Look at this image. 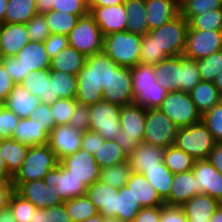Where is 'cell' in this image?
I'll use <instances>...</instances> for the list:
<instances>
[{
    "instance_id": "cell-1",
    "label": "cell",
    "mask_w": 222,
    "mask_h": 222,
    "mask_svg": "<svg viewBox=\"0 0 222 222\" xmlns=\"http://www.w3.org/2000/svg\"><path fill=\"white\" fill-rule=\"evenodd\" d=\"M118 65L103 51L86 57L82 69L77 74L78 104L92 105L103 100L102 92L110 79L111 68Z\"/></svg>"
},
{
    "instance_id": "cell-2",
    "label": "cell",
    "mask_w": 222,
    "mask_h": 222,
    "mask_svg": "<svg viewBox=\"0 0 222 222\" xmlns=\"http://www.w3.org/2000/svg\"><path fill=\"white\" fill-rule=\"evenodd\" d=\"M134 105L147 109H157L168 91L156 82L154 65L138 63L131 67Z\"/></svg>"
},
{
    "instance_id": "cell-3",
    "label": "cell",
    "mask_w": 222,
    "mask_h": 222,
    "mask_svg": "<svg viewBox=\"0 0 222 222\" xmlns=\"http://www.w3.org/2000/svg\"><path fill=\"white\" fill-rule=\"evenodd\" d=\"M142 36L128 31L104 36L103 52L118 66L134 67L140 63Z\"/></svg>"
},
{
    "instance_id": "cell-4",
    "label": "cell",
    "mask_w": 222,
    "mask_h": 222,
    "mask_svg": "<svg viewBox=\"0 0 222 222\" xmlns=\"http://www.w3.org/2000/svg\"><path fill=\"white\" fill-rule=\"evenodd\" d=\"M146 120V109L138 105L130 104L121 106L120 125L121 131L115 138V142L129 156L139 143L143 142Z\"/></svg>"
},
{
    "instance_id": "cell-5",
    "label": "cell",
    "mask_w": 222,
    "mask_h": 222,
    "mask_svg": "<svg viewBox=\"0 0 222 222\" xmlns=\"http://www.w3.org/2000/svg\"><path fill=\"white\" fill-rule=\"evenodd\" d=\"M188 22L178 14L164 25L149 30L158 46V55L176 57L184 54L188 33Z\"/></svg>"
},
{
    "instance_id": "cell-6",
    "label": "cell",
    "mask_w": 222,
    "mask_h": 222,
    "mask_svg": "<svg viewBox=\"0 0 222 222\" xmlns=\"http://www.w3.org/2000/svg\"><path fill=\"white\" fill-rule=\"evenodd\" d=\"M211 132L202 121L178 128L174 145L195 160L208 159L216 145Z\"/></svg>"
},
{
    "instance_id": "cell-7",
    "label": "cell",
    "mask_w": 222,
    "mask_h": 222,
    "mask_svg": "<svg viewBox=\"0 0 222 222\" xmlns=\"http://www.w3.org/2000/svg\"><path fill=\"white\" fill-rule=\"evenodd\" d=\"M55 153L46 145L29 146L21 168L12 178V183H25L44 179L47 173L58 165Z\"/></svg>"
},
{
    "instance_id": "cell-8",
    "label": "cell",
    "mask_w": 222,
    "mask_h": 222,
    "mask_svg": "<svg viewBox=\"0 0 222 222\" xmlns=\"http://www.w3.org/2000/svg\"><path fill=\"white\" fill-rule=\"evenodd\" d=\"M67 38L69 46L81 52L85 57L103 51L104 36L90 13L78 19Z\"/></svg>"
},
{
    "instance_id": "cell-9",
    "label": "cell",
    "mask_w": 222,
    "mask_h": 222,
    "mask_svg": "<svg viewBox=\"0 0 222 222\" xmlns=\"http://www.w3.org/2000/svg\"><path fill=\"white\" fill-rule=\"evenodd\" d=\"M121 106L99 101L89 105V131L100 134L105 140H115L121 131Z\"/></svg>"
},
{
    "instance_id": "cell-10",
    "label": "cell",
    "mask_w": 222,
    "mask_h": 222,
    "mask_svg": "<svg viewBox=\"0 0 222 222\" xmlns=\"http://www.w3.org/2000/svg\"><path fill=\"white\" fill-rule=\"evenodd\" d=\"M159 109L179 128L201 121L202 115L188 92H168Z\"/></svg>"
},
{
    "instance_id": "cell-11",
    "label": "cell",
    "mask_w": 222,
    "mask_h": 222,
    "mask_svg": "<svg viewBox=\"0 0 222 222\" xmlns=\"http://www.w3.org/2000/svg\"><path fill=\"white\" fill-rule=\"evenodd\" d=\"M178 128L159 108L147 109L143 142L165 149L174 145Z\"/></svg>"
},
{
    "instance_id": "cell-12",
    "label": "cell",
    "mask_w": 222,
    "mask_h": 222,
    "mask_svg": "<svg viewBox=\"0 0 222 222\" xmlns=\"http://www.w3.org/2000/svg\"><path fill=\"white\" fill-rule=\"evenodd\" d=\"M43 180L63 202L85 195L89 187L85 181L70 174L60 162L47 173Z\"/></svg>"
},
{
    "instance_id": "cell-13",
    "label": "cell",
    "mask_w": 222,
    "mask_h": 222,
    "mask_svg": "<svg viewBox=\"0 0 222 222\" xmlns=\"http://www.w3.org/2000/svg\"><path fill=\"white\" fill-rule=\"evenodd\" d=\"M103 101L120 106L133 104L132 73L130 67L117 66L111 68L110 79L104 86Z\"/></svg>"
},
{
    "instance_id": "cell-14",
    "label": "cell",
    "mask_w": 222,
    "mask_h": 222,
    "mask_svg": "<svg viewBox=\"0 0 222 222\" xmlns=\"http://www.w3.org/2000/svg\"><path fill=\"white\" fill-rule=\"evenodd\" d=\"M222 50V31L188 29L184 56L198 60Z\"/></svg>"
},
{
    "instance_id": "cell-15",
    "label": "cell",
    "mask_w": 222,
    "mask_h": 222,
    "mask_svg": "<svg viewBox=\"0 0 222 222\" xmlns=\"http://www.w3.org/2000/svg\"><path fill=\"white\" fill-rule=\"evenodd\" d=\"M60 163L76 178L85 181L88 186L93 185L100 178L101 169L96 163L94 155L83 149L63 158Z\"/></svg>"
},
{
    "instance_id": "cell-16",
    "label": "cell",
    "mask_w": 222,
    "mask_h": 222,
    "mask_svg": "<svg viewBox=\"0 0 222 222\" xmlns=\"http://www.w3.org/2000/svg\"><path fill=\"white\" fill-rule=\"evenodd\" d=\"M196 195L207 194L222 204V174L207 160H196L193 167Z\"/></svg>"
},
{
    "instance_id": "cell-17",
    "label": "cell",
    "mask_w": 222,
    "mask_h": 222,
    "mask_svg": "<svg viewBox=\"0 0 222 222\" xmlns=\"http://www.w3.org/2000/svg\"><path fill=\"white\" fill-rule=\"evenodd\" d=\"M82 136V132L68 124L55 126L48 136L47 145L60 162L63 158L81 148Z\"/></svg>"
},
{
    "instance_id": "cell-18",
    "label": "cell",
    "mask_w": 222,
    "mask_h": 222,
    "mask_svg": "<svg viewBox=\"0 0 222 222\" xmlns=\"http://www.w3.org/2000/svg\"><path fill=\"white\" fill-rule=\"evenodd\" d=\"M12 184L14 191L22 198L30 201L36 208L45 209L64 203L42 179Z\"/></svg>"
},
{
    "instance_id": "cell-19",
    "label": "cell",
    "mask_w": 222,
    "mask_h": 222,
    "mask_svg": "<svg viewBox=\"0 0 222 222\" xmlns=\"http://www.w3.org/2000/svg\"><path fill=\"white\" fill-rule=\"evenodd\" d=\"M103 36L126 31L127 12L124 3L113 6L88 7Z\"/></svg>"
},
{
    "instance_id": "cell-20",
    "label": "cell",
    "mask_w": 222,
    "mask_h": 222,
    "mask_svg": "<svg viewBox=\"0 0 222 222\" xmlns=\"http://www.w3.org/2000/svg\"><path fill=\"white\" fill-rule=\"evenodd\" d=\"M30 38L23 23L0 24V58L16 56Z\"/></svg>"
},
{
    "instance_id": "cell-21",
    "label": "cell",
    "mask_w": 222,
    "mask_h": 222,
    "mask_svg": "<svg viewBox=\"0 0 222 222\" xmlns=\"http://www.w3.org/2000/svg\"><path fill=\"white\" fill-rule=\"evenodd\" d=\"M15 57L21 63L22 82L31 72L50 69L51 58L45 50L44 42L30 41Z\"/></svg>"
},
{
    "instance_id": "cell-22",
    "label": "cell",
    "mask_w": 222,
    "mask_h": 222,
    "mask_svg": "<svg viewBox=\"0 0 222 222\" xmlns=\"http://www.w3.org/2000/svg\"><path fill=\"white\" fill-rule=\"evenodd\" d=\"M116 194H118L117 188L99 180L86 190V196L94 203L103 217L117 218Z\"/></svg>"
},
{
    "instance_id": "cell-23",
    "label": "cell",
    "mask_w": 222,
    "mask_h": 222,
    "mask_svg": "<svg viewBox=\"0 0 222 222\" xmlns=\"http://www.w3.org/2000/svg\"><path fill=\"white\" fill-rule=\"evenodd\" d=\"M164 148L147 143H139L128 156V163L133 172L143 174L147 169L159 167L163 162Z\"/></svg>"
},
{
    "instance_id": "cell-24",
    "label": "cell",
    "mask_w": 222,
    "mask_h": 222,
    "mask_svg": "<svg viewBox=\"0 0 222 222\" xmlns=\"http://www.w3.org/2000/svg\"><path fill=\"white\" fill-rule=\"evenodd\" d=\"M39 103L38 97L31 94L21 83H17L14 84L3 105L21 119L31 117Z\"/></svg>"
},
{
    "instance_id": "cell-25",
    "label": "cell",
    "mask_w": 222,
    "mask_h": 222,
    "mask_svg": "<svg viewBox=\"0 0 222 222\" xmlns=\"http://www.w3.org/2000/svg\"><path fill=\"white\" fill-rule=\"evenodd\" d=\"M125 186L132 192L136 201H139L142 208L165 205V201L143 174L132 172Z\"/></svg>"
},
{
    "instance_id": "cell-26",
    "label": "cell",
    "mask_w": 222,
    "mask_h": 222,
    "mask_svg": "<svg viewBox=\"0 0 222 222\" xmlns=\"http://www.w3.org/2000/svg\"><path fill=\"white\" fill-rule=\"evenodd\" d=\"M149 30L158 28L179 14V0H145Z\"/></svg>"
},
{
    "instance_id": "cell-27",
    "label": "cell",
    "mask_w": 222,
    "mask_h": 222,
    "mask_svg": "<svg viewBox=\"0 0 222 222\" xmlns=\"http://www.w3.org/2000/svg\"><path fill=\"white\" fill-rule=\"evenodd\" d=\"M196 178L193 170L174 174L169 197L165 200L166 205L182 206L196 195Z\"/></svg>"
},
{
    "instance_id": "cell-28",
    "label": "cell",
    "mask_w": 222,
    "mask_h": 222,
    "mask_svg": "<svg viewBox=\"0 0 222 222\" xmlns=\"http://www.w3.org/2000/svg\"><path fill=\"white\" fill-rule=\"evenodd\" d=\"M156 82L168 92L179 91L181 83V56L169 57L154 65Z\"/></svg>"
},
{
    "instance_id": "cell-29",
    "label": "cell",
    "mask_w": 222,
    "mask_h": 222,
    "mask_svg": "<svg viewBox=\"0 0 222 222\" xmlns=\"http://www.w3.org/2000/svg\"><path fill=\"white\" fill-rule=\"evenodd\" d=\"M48 134L34 117L21 118L11 138L28 146L46 145Z\"/></svg>"
},
{
    "instance_id": "cell-30",
    "label": "cell",
    "mask_w": 222,
    "mask_h": 222,
    "mask_svg": "<svg viewBox=\"0 0 222 222\" xmlns=\"http://www.w3.org/2000/svg\"><path fill=\"white\" fill-rule=\"evenodd\" d=\"M220 203L207 194H197L181 207L188 220L209 221Z\"/></svg>"
},
{
    "instance_id": "cell-31",
    "label": "cell",
    "mask_w": 222,
    "mask_h": 222,
    "mask_svg": "<svg viewBox=\"0 0 222 222\" xmlns=\"http://www.w3.org/2000/svg\"><path fill=\"white\" fill-rule=\"evenodd\" d=\"M21 85L38 97L41 103L51 105L54 102L52 83H50V69L31 72L21 82Z\"/></svg>"
},
{
    "instance_id": "cell-32",
    "label": "cell",
    "mask_w": 222,
    "mask_h": 222,
    "mask_svg": "<svg viewBox=\"0 0 222 222\" xmlns=\"http://www.w3.org/2000/svg\"><path fill=\"white\" fill-rule=\"evenodd\" d=\"M29 146L13 138L0 139V154L8 172L14 176L21 168Z\"/></svg>"
},
{
    "instance_id": "cell-33",
    "label": "cell",
    "mask_w": 222,
    "mask_h": 222,
    "mask_svg": "<svg viewBox=\"0 0 222 222\" xmlns=\"http://www.w3.org/2000/svg\"><path fill=\"white\" fill-rule=\"evenodd\" d=\"M124 8L127 12L126 31L144 36L149 32L146 18L145 0H125Z\"/></svg>"
},
{
    "instance_id": "cell-34",
    "label": "cell",
    "mask_w": 222,
    "mask_h": 222,
    "mask_svg": "<svg viewBox=\"0 0 222 222\" xmlns=\"http://www.w3.org/2000/svg\"><path fill=\"white\" fill-rule=\"evenodd\" d=\"M86 57L72 46H67L51 59L50 70L77 75L85 63Z\"/></svg>"
},
{
    "instance_id": "cell-35",
    "label": "cell",
    "mask_w": 222,
    "mask_h": 222,
    "mask_svg": "<svg viewBox=\"0 0 222 222\" xmlns=\"http://www.w3.org/2000/svg\"><path fill=\"white\" fill-rule=\"evenodd\" d=\"M189 94L201 115L222 100L213 82L200 81Z\"/></svg>"
},
{
    "instance_id": "cell-36",
    "label": "cell",
    "mask_w": 222,
    "mask_h": 222,
    "mask_svg": "<svg viewBox=\"0 0 222 222\" xmlns=\"http://www.w3.org/2000/svg\"><path fill=\"white\" fill-rule=\"evenodd\" d=\"M50 83H52V97H54V101L59 98H76L77 75L57 70H50Z\"/></svg>"
},
{
    "instance_id": "cell-37",
    "label": "cell",
    "mask_w": 222,
    "mask_h": 222,
    "mask_svg": "<svg viewBox=\"0 0 222 222\" xmlns=\"http://www.w3.org/2000/svg\"><path fill=\"white\" fill-rule=\"evenodd\" d=\"M36 14L38 12L35 0H8L4 23L25 24Z\"/></svg>"
},
{
    "instance_id": "cell-38",
    "label": "cell",
    "mask_w": 222,
    "mask_h": 222,
    "mask_svg": "<svg viewBox=\"0 0 222 222\" xmlns=\"http://www.w3.org/2000/svg\"><path fill=\"white\" fill-rule=\"evenodd\" d=\"M94 158L101 170L122 164L128 160V156L122 148L117 145L115 140H105L104 143H100Z\"/></svg>"
},
{
    "instance_id": "cell-39",
    "label": "cell",
    "mask_w": 222,
    "mask_h": 222,
    "mask_svg": "<svg viewBox=\"0 0 222 222\" xmlns=\"http://www.w3.org/2000/svg\"><path fill=\"white\" fill-rule=\"evenodd\" d=\"M142 209L139 201H136L132 192L122 186L116 194L117 218L123 222H134L136 215Z\"/></svg>"
},
{
    "instance_id": "cell-40",
    "label": "cell",
    "mask_w": 222,
    "mask_h": 222,
    "mask_svg": "<svg viewBox=\"0 0 222 222\" xmlns=\"http://www.w3.org/2000/svg\"><path fill=\"white\" fill-rule=\"evenodd\" d=\"M143 175L165 201L169 197L174 174L165 166L164 162L159 167L147 169Z\"/></svg>"
},
{
    "instance_id": "cell-41",
    "label": "cell",
    "mask_w": 222,
    "mask_h": 222,
    "mask_svg": "<svg viewBox=\"0 0 222 222\" xmlns=\"http://www.w3.org/2000/svg\"><path fill=\"white\" fill-rule=\"evenodd\" d=\"M195 159L175 145H170L164 149L163 162L165 166L173 173H182L192 170Z\"/></svg>"
},
{
    "instance_id": "cell-42",
    "label": "cell",
    "mask_w": 222,
    "mask_h": 222,
    "mask_svg": "<svg viewBox=\"0 0 222 222\" xmlns=\"http://www.w3.org/2000/svg\"><path fill=\"white\" fill-rule=\"evenodd\" d=\"M63 204L72 222H83L99 214L96 206L86 194L64 201Z\"/></svg>"
},
{
    "instance_id": "cell-43",
    "label": "cell",
    "mask_w": 222,
    "mask_h": 222,
    "mask_svg": "<svg viewBox=\"0 0 222 222\" xmlns=\"http://www.w3.org/2000/svg\"><path fill=\"white\" fill-rule=\"evenodd\" d=\"M46 24L51 34L68 35L76 26L78 15L69 14L66 12L54 11L44 13Z\"/></svg>"
},
{
    "instance_id": "cell-44",
    "label": "cell",
    "mask_w": 222,
    "mask_h": 222,
    "mask_svg": "<svg viewBox=\"0 0 222 222\" xmlns=\"http://www.w3.org/2000/svg\"><path fill=\"white\" fill-rule=\"evenodd\" d=\"M128 161L101 170L99 181L117 189L126 185L132 174Z\"/></svg>"
},
{
    "instance_id": "cell-45",
    "label": "cell",
    "mask_w": 222,
    "mask_h": 222,
    "mask_svg": "<svg viewBox=\"0 0 222 222\" xmlns=\"http://www.w3.org/2000/svg\"><path fill=\"white\" fill-rule=\"evenodd\" d=\"M211 9H222V0H179V14L186 21Z\"/></svg>"
},
{
    "instance_id": "cell-46",
    "label": "cell",
    "mask_w": 222,
    "mask_h": 222,
    "mask_svg": "<svg viewBox=\"0 0 222 222\" xmlns=\"http://www.w3.org/2000/svg\"><path fill=\"white\" fill-rule=\"evenodd\" d=\"M187 22L189 29L222 31V9H211L198 16H192Z\"/></svg>"
},
{
    "instance_id": "cell-47",
    "label": "cell",
    "mask_w": 222,
    "mask_h": 222,
    "mask_svg": "<svg viewBox=\"0 0 222 222\" xmlns=\"http://www.w3.org/2000/svg\"><path fill=\"white\" fill-rule=\"evenodd\" d=\"M200 81L201 78L196 60L181 55V83H179V91L190 93Z\"/></svg>"
},
{
    "instance_id": "cell-48",
    "label": "cell",
    "mask_w": 222,
    "mask_h": 222,
    "mask_svg": "<svg viewBox=\"0 0 222 222\" xmlns=\"http://www.w3.org/2000/svg\"><path fill=\"white\" fill-rule=\"evenodd\" d=\"M201 81L214 82L222 70V50L196 60Z\"/></svg>"
},
{
    "instance_id": "cell-49",
    "label": "cell",
    "mask_w": 222,
    "mask_h": 222,
    "mask_svg": "<svg viewBox=\"0 0 222 222\" xmlns=\"http://www.w3.org/2000/svg\"><path fill=\"white\" fill-rule=\"evenodd\" d=\"M8 208L17 222H30L37 209L30 201L22 198L15 191L11 194Z\"/></svg>"
},
{
    "instance_id": "cell-50",
    "label": "cell",
    "mask_w": 222,
    "mask_h": 222,
    "mask_svg": "<svg viewBox=\"0 0 222 222\" xmlns=\"http://www.w3.org/2000/svg\"><path fill=\"white\" fill-rule=\"evenodd\" d=\"M201 121L211 132L217 143H222V100L212 109L204 112Z\"/></svg>"
},
{
    "instance_id": "cell-51",
    "label": "cell",
    "mask_w": 222,
    "mask_h": 222,
    "mask_svg": "<svg viewBox=\"0 0 222 222\" xmlns=\"http://www.w3.org/2000/svg\"><path fill=\"white\" fill-rule=\"evenodd\" d=\"M78 104L76 99L59 98L50 105L51 113L55 120V125H67Z\"/></svg>"
},
{
    "instance_id": "cell-52",
    "label": "cell",
    "mask_w": 222,
    "mask_h": 222,
    "mask_svg": "<svg viewBox=\"0 0 222 222\" xmlns=\"http://www.w3.org/2000/svg\"><path fill=\"white\" fill-rule=\"evenodd\" d=\"M169 58L167 55H158V46L155 39L146 33L142 36L140 63L157 65L160 61Z\"/></svg>"
},
{
    "instance_id": "cell-53",
    "label": "cell",
    "mask_w": 222,
    "mask_h": 222,
    "mask_svg": "<svg viewBox=\"0 0 222 222\" xmlns=\"http://www.w3.org/2000/svg\"><path fill=\"white\" fill-rule=\"evenodd\" d=\"M30 222H72L64 204L50 208H37Z\"/></svg>"
},
{
    "instance_id": "cell-54",
    "label": "cell",
    "mask_w": 222,
    "mask_h": 222,
    "mask_svg": "<svg viewBox=\"0 0 222 222\" xmlns=\"http://www.w3.org/2000/svg\"><path fill=\"white\" fill-rule=\"evenodd\" d=\"M30 41L44 42L51 32L46 24L44 14L34 15L25 23Z\"/></svg>"
},
{
    "instance_id": "cell-55",
    "label": "cell",
    "mask_w": 222,
    "mask_h": 222,
    "mask_svg": "<svg viewBox=\"0 0 222 222\" xmlns=\"http://www.w3.org/2000/svg\"><path fill=\"white\" fill-rule=\"evenodd\" d=\"M52 10L63 11L79 17L89 13L88 3L84 0H53Z\"/></svg>"
},
{
    "instance_id": "cell-56",
    "label": "cell",
    "mask_w": 222,
    "mask_h": 222,
    "mask_svg": "<svg viewBox=\"0 0 222 222\" xmlns=\"http://www.w3.org/2000/svg\"><path fill=\"white\" fill-rule=\"evenodd\" d=\"M20 118L4 105L0 108V139L11 138Z\"/></svg>"
},
{
    "instance_id": "cell-57",
    "label": "cell",
    "mask_w": 222,
    "mask_h": 222,
    "mask_svg": "<svg viewBox=\"0 0 222 222\" xmlns=\"http://www.w3.org/2000/svg\"><path fill=\"white\" fill-rule=\"evenodd\" d=\"M31 117H34V119L37 120V122H39L41 126H43V130L48 135L56 126L54 117L51 113L50 105L46 103L40 102L39 105L33 111Z\"/></svg>"
},
{
    "instance_id": "cell-58",
    "label": "cell",
    "mask_w": 222,
    "mask_h": 222,
    "mask_svg": "<svg viewBox=\"0 0 222 222\" xmlns=\"http://www.w3.org/2000/svg\"><path fill=\"white\" fill-rule=\"evenodd\" d=\"M68 125L82 133L89 131V106L77 104Z\"/></svg>"
},
{
    "instance_id": "cell-59",
    "label": "cell",
    "mask_w": 222,
    "mask_h": 222,
    "mask_svg": "<svg viewBox=\"0 0 222 222\" xmlns=\"http://www.w3.org/2000/svg\"><path fill=\"white\" fill-rule=\"evenodd\" d=\"M68 45L69 42L67 36L61 34H51L44 41L45 50L51 59Z\"/></svg>"
},
{
    "instance_id": "cell-60",
    "label": "cell",
    "mask_w": 222,
    "mask_h": 222,
    "mask_svg": "<svg viewBox=\"0 0 222 222\" xmlns=\"http://www.w3.org/2000/svg\"><path fill=\"white\" fill-rule=\"evenodd\" d=\"M160 222H188L181 206L164 205L161 210Z\"/></svg>"
},
{
    "instance_id": "cell-61",
    "label": "cell",
    "mask_w": 222,
    "mask_h": 222,
    "mask_svg": "<svg viewBox=\"0 0 222 222\" xmlns=\"http://www.w3.org/2000/svg\"><path fill=\"white\" fill-rule=\"evenodd\" d=\"M105 139L98 133L92 131H85L82 136L81 149L87 151L91 155H95L100 146L104 143Z\"/></svg>"
},
{
    "instance_id": "cell-62",
    "label": "cell",
    "mask_w": 222,
    "mask_h": 222,
    "mask_svg": "<svg viewBox=\"0 0 222 222\" xmlns=\"http://www.w3.org/2000/svg\"><path fill=\"white\" fill-rule=\"evenodd\" d=\"M0 62L2 63L3 67L8 71L15 84L22 82V68L21 63L17 59V57H1Z\"/></svg>"
},
{
    "instance_id": "cell-63",
    "label": "cell",
    "mask_w": 222,
    "mask_h": 222,
    "mask_svg": "<svg viewBox=\"0 0 222 222\" xmlns=\"http://www.w3.org/2000/svg\"><path fill=\"white\" fill-rule=\"evenodd\" d=\"M14 81L0 62V101L3 103L13 89Z\"/></svg>"
},
{
    "instance_id": "cell-64",
    "label": "cell",
    "mask_w": 222,
    "mask_h": 222,
    "mask_svg": "<svg viewBox=\"0 0 222 222\" xmlns=\"http://www.w3.org/2000/svg\"><path fill=\"white\" fill-rule=\"evenodd\" d=\"M162 206L142 208L134 222H160Z\"/></svg>"
},
{
    "instance_id": "cell-65",
    "label": "cell",
    "mask_w": 222,
    "mask_h": 222,
    "mask_svg": "<svg viewBox=\"0 0 222 222\" xmlns=\"http://www.w3.org/2000/svg\"><path fill=\"white\" fill-rule=\"evenodd\" d=\"M13 192L12 182L0 181V211L8 208L9 199Z\"/></svg>"
},
{
    "instance_id": "cell-66",
    "label": "cell",
    "mask_w": 222,
    "mask_h": 222,
    "mask_svg": "<svg viewBox=\"0 0 222 222\" xmlns=\"http://www.w3.org/2000/svg\"><path fill=\"white\" fill-rule=\"evenodd\" d=\"M207 160L222 174V143H216Z\"/></svg>"
},
{
    "instance_id": "cell-67",
    "label": "cell",
    "mask_w": 222,
    "mask_h": 222,
    "mask_svg": "<svg viewBox=\"0 0 222 222\" xmlns=\"http://www.w3.org/2000/svg\"><path fill=\"white\" fill-rule=\"evenodd\" d=\"M38 14L50 12L53 7V0H35Z\"/></svg>"
},
{
    "instance_id": "cell-68",
    "label": "cell",
    "mask_w": 222,
    "mask_h": 222,
    "mask_svg": "<svg viewBox=\"0 0 222 222\" xmlns=\"http://www.w3.org/2000/svg\"><path fill=\"white\" fill-rule=\"evenodd\" d=\"M125 0H90L88 7L113 6L124 3Z\"/></svg>"
},
{
    "instance_id": "cell-69",
    "label": "cell",
    "mask_w": 222,
    "mask_h": 222,
    "mask_svg": "<svg viewBox=\"0 0 222 222\" xmlns=\"http://www.w3.org/2000/svg\"><path fill=\"white\" fill-rule=\"evenodd\" d=\"M13 176L8 172L0 154V181L12 182Z\"/></svg>"
},
{
    "instance_id": "cell-70",
    "label": "cell",
    "mask_w": 222,
    "mask_h": 222,
    "mask_svg": "<svg viewBox=\"0 0 222 222\" xmlns=\"http://www.w3.org/2000/svg\"><path fill=\"white\" fill-rule=\"evenodd\" d=\"M0 222H17L9 208L0 211Z\"/></svg>"
},
{
    "instance_id": "cell-71",
    "label": "cell",
    "mask_w": 222,
    "mask_h": 222,
    "mask_svg": "<svg viewBox=\"0 0 222 222\" xmlns=\"http://www.w3.org/2000/svg\"><path fill=\"white\" fill-rule=\"evenodd\" d=\"M209 222H222V204L215 210Z\"/></svg>"
},
{
    "instance_id": "cell-72",
    "label": "cell",
    "mask_w": 222,
    "mask_h": 222,
    "mask_svg": "<svg viewBox=\"0 0 222 222\" xmlns=\"http://www.w3.org/2000/svg\"><path fill=\"white\" fill-rule=\"evenodd\" d=\"M8 0H0V24L4 23L5 10L7 8Z\"/></svg>"
},
{
    "instance_id": "cell-73",
    "label": "cell",
    "mask_w": 222,
    "mask_h": 222,
    "mask_svg": "<svg viewBox=\"0 0 222 222\" xmlns=\"http://www.w3.org/2000/svg\"><path fill=\"white\" fill-rule=\"evenodd\" d=\"M214 86L217 88V90L221 93L222 95V70L216 77L215 81L213 82Z\"/></svg>"
},
{
    "instance_id": "cell-74",
    "label": "cell",
    "mask_w": 222,
    "mask_h": 222,
    "mask_svg": "<svg viewBox=\"0 0 222 222\" xmlns=\"http://www.w3.org/2000/svg\"><path fill=\"white\" fill-rule=\"evenodd\" d=\"M83 222H104V217L101 214H97L96 216L89 217Z\"/></svg>"
},
{
    "instance_id": "cell-75",
    "label": "cell",
    "mask_w": 222,
    "mask_h": 222,
    "mask_svg": "<svg viewBox=\"0 0 222 222\" xmlns=\"http://www.w3.org/2000/svg\"><path fill=\"white\" fill-rule=\"evenodd\" d=\"M104 222H123L116 217H104Z\"/></svg>"
},
{
    "instance_id": "cell-76",
    "label": "cell",
    "mask_w": 222,
    "mask_h": 222,
    "mask_svg": "<svg viewBox=\"0 0 222 222\" xmlns=\"http://www.w3.org/2000/svg\"><path fill=\"white\" fill-rule=\"evenodd\" d=\"M188 222H209V221H195V220H188Z\"/></svg>"
}]
</instances>
